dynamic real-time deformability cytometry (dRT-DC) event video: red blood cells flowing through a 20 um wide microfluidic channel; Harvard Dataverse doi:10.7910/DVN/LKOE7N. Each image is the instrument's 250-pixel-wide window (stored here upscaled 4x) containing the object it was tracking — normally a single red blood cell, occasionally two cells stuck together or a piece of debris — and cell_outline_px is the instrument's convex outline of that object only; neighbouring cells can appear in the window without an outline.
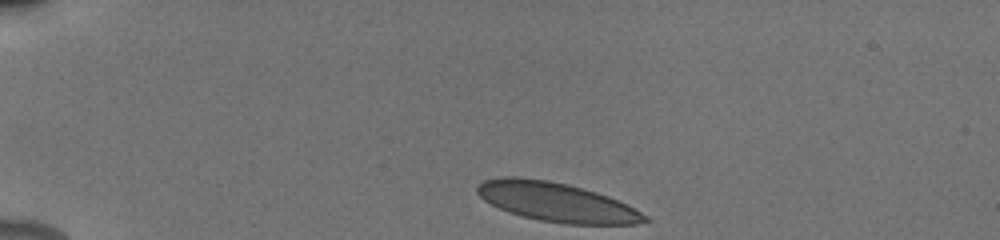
{"species": "human", "species_latin": "Homo sapiens", "temperature_condition": "cold", "stored_images_in_passage": 37, "camera_frame_rate_fps": 3000, "um_per_image_px": 0.085, "donor": {"sex": "male"}, "frame": {"image": 1, "passage_image": 1, "time_ms": 0.0, "image_size_px": [1000, 240], "cell_outline_px": [[652, 220], [636, 224], [564, 224], [540, 220], [508, 212], [484, 200], [476, 192], [476, 188], [484, 180], [504, 176], [516, 176], [548, 180], [568, 184], [596, 192], [608, 196], [648, 216]], "centroid_in_image_um": [47.29, 17.17], "position_along_channel_um": 37.7, "area_um2": 37.92}}
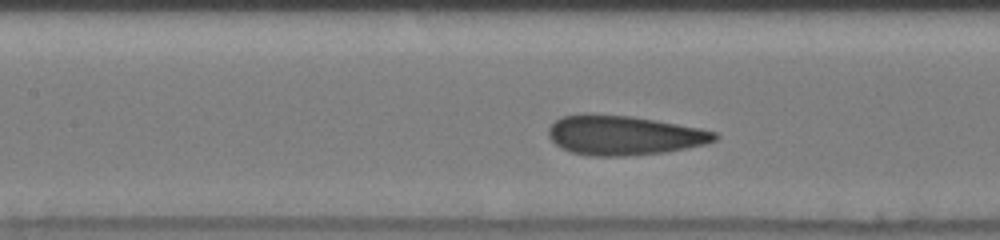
{"frame": {"image": 2, "passage_image": 15, "time_ms": 4.667, "image_size_px": [1000, 240], "cell_outline_px": [[720, 136], [716, 140], [704, 144], [664, 152], [624, 156], [588, 156], [572, 152], [560, 148], [548, 136], [548, 128], [560, 116], [584, 112], [588, 112], [632, 116], [700, 128], [716, 132]], "centroid_in_image_um": [52.97, 11.48], "position_along_channel_um": 154.4, "area_um2": 38.61}}
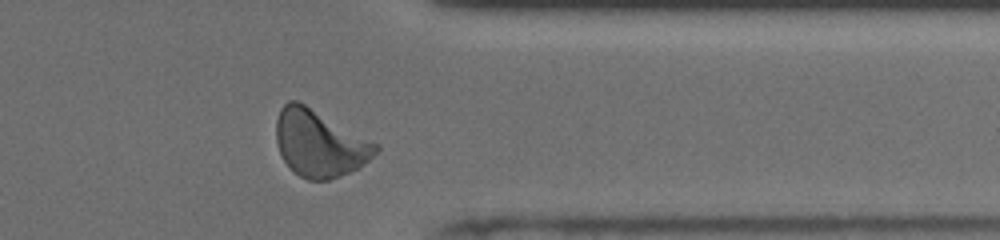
{"frame": {"image": 3, "passage_image": 33, "time_ms": 10.667, "image_size_px": [1000, 240], "cell_outline_px": [[380, 148], [360, 168], [340, 176], [328, 180], [308, 180], [292, 172], [284, 160], [280, 152], [276, 140], [276, 120], [280, 108], [288, 100], [296, 100], [304, 104], [380, 144]], "centroid_in_image_um": [27.16, 12.2], "position_along_channel_um": 384.2, "area_um2": 38.73}, "authors_computed_cell_mechanics": {"area_um2": 37.6856, "velocity_mm_per_s": 3.8871, "shape_relaxation_time_tau1_ms": 3.7389, "shape_relaxation_time_tau2_ms": null, "deformation_change_tau1": 0.13, "deformation_change_tau2": null}}